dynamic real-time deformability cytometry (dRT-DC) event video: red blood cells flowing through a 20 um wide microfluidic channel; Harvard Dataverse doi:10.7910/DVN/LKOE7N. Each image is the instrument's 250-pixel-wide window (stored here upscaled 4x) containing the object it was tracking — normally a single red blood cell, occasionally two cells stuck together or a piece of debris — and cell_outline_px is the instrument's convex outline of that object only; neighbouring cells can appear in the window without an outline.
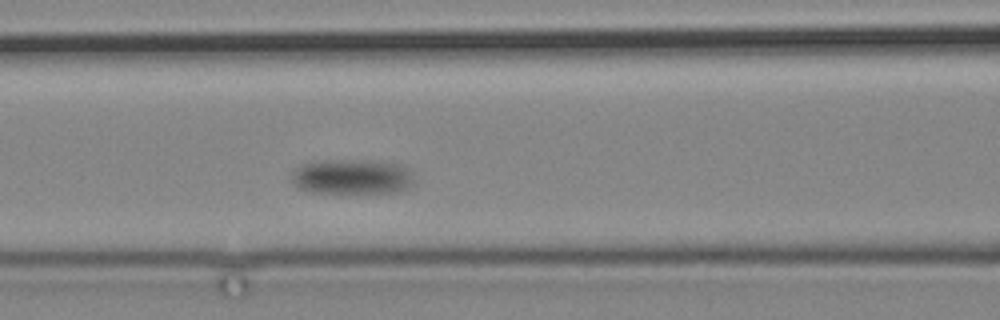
{"species": "common noctule bat (a hibernating species)", "species_latin": "Nyctalus noctula", "temperature_condition": "cold", "stored_images_in_passage": 4, "camera_frame_rate_fps": 3000, "um_per_image_px": 0.085, "animal": {"sex": "male", "body_mass_g": 19.2, "forearm_length_mm": 51.8}, "frame": {"image": 1, "passage_image": 4, "time_ms": 3.667, "image_size_px": [1000, 320], "cell_outline_px": [[412, 184], [408, 188], [400, 192], [312, 192], [300, 188], [292, 184], [292, 172], [300, 164], [320, 160], [364, 160], [400, 164], [408, 172], [412, 180]], "centroid_in_image_um": [29.85, 15.01], "position_along_channel_um": 136.7, "area_um2": 24.74}}